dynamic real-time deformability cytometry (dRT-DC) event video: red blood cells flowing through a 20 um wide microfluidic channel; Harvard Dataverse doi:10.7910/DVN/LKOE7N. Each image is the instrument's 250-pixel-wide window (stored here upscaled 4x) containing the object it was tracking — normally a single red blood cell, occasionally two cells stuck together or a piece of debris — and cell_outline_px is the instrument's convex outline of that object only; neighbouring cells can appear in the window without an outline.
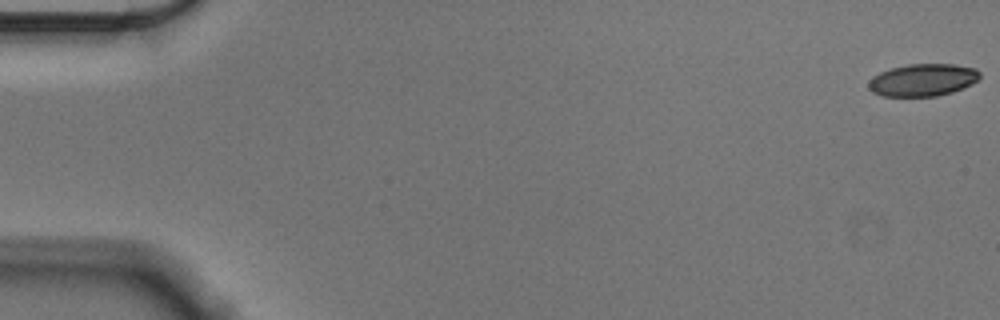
{"species": "Egyptian fruit bat (a non-hibernating species)", "species_latin": "Rousettus aegyptiacus", "temperature_condition": "cold", "stored_images_in_passage": 57, "camera_frame_rate_fps": 3000, "um_per_image_px": 0.085, "animal": {"sex": "male"}, "frame": {"image": 1, "passage_image": 1, "time_ms": 0.0, "image_size_px": [1000, 320], "cell_outline_px": [[980, 76], [972, 84], [952, 92], [936, 96], [884, 96], [872, 92], [868, 88], [868, 80], [872, 76], [880, 72], [892, 68], [908, 64], [956, 64], [976, 68], [980, 72]], "centroid_in_image_um": [78.43, 6.79], "position_along_channel_um": 6.6, "area_um2": 21.04}}
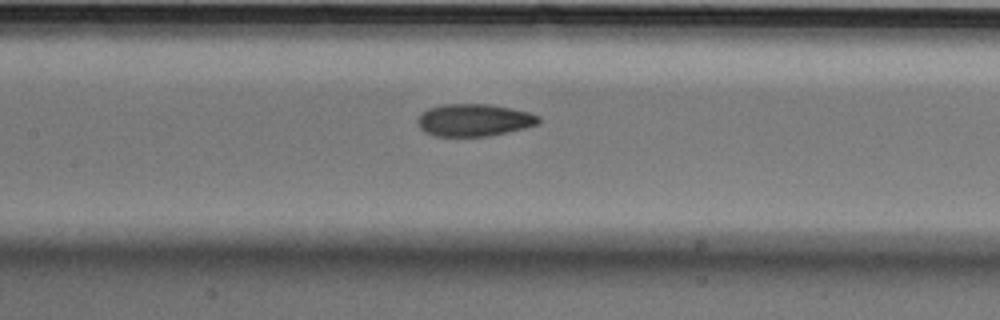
{"frame": {"image": 2, "passage_image": 27, "time_ms": 8.667, "image_size_px": [1000, 320], "cell_outline_px": [[540, 120], [536, 124], [524, 128], [488, 136], [432, 136], [424, 132], [416, 124], [416, 120], [428, 108], [444, 104], [488, 104], [512, 108], [528, 112], [540, 116]], "centroid_in_image_um": [40.26, 10.21], "position_along_channel_um": 167.1, "area_um2": 22.77}}
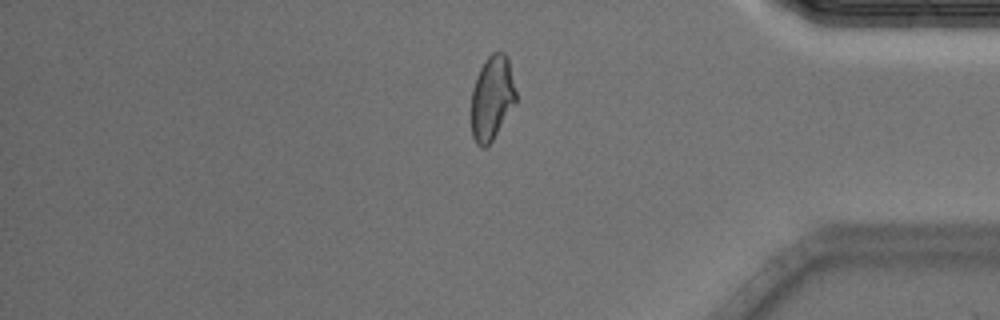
{"frame": {"image": 3, "passage_image": 48, "time_ms": 15.667, "image_size_px": [1000, 320], "cell_outline_px": [[516, 100], [492, 140], [484, 148], [480, 148], [476, 144], [472, 136], [472, 88], [476, 76], [484, 60], [492, 52], [504, 52], [508, 56], [516, 92]], "centroid_in_image_um": [41.8, 8.29], "position_along_channel_um": 393.4, "area_um2": 21.79}, "authors_computed_cell_mechanics": {"area_um2": 22.7154, "velocity_mm_per_s": 3.5645, "shape_relaxation_time_tau1_ms": 5.9184, "shape_relaxation_time_tau2_ms": 2.7616, "deformation_change_tau1": 0.1429, "deformation_change_tau2": 0.0875}}